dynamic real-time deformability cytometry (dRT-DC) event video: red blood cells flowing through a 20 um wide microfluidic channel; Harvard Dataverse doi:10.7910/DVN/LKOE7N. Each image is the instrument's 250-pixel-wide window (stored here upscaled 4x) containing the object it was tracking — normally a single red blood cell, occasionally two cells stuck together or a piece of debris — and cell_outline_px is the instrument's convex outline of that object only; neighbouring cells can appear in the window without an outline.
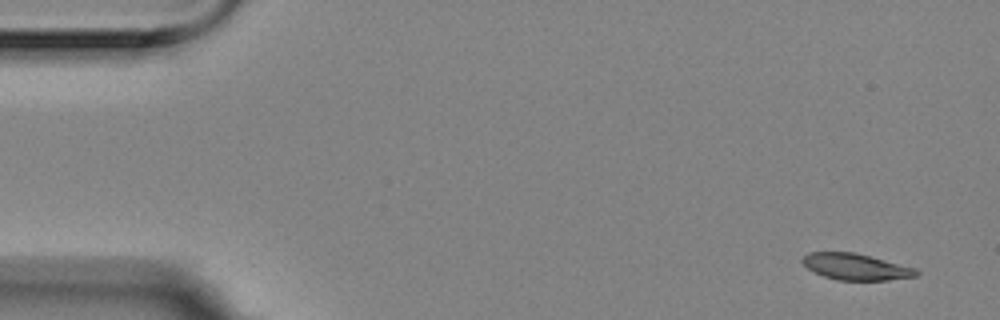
{"species": "Egyptian fruit bat (a non-hibernating species)", "species_latin": "Rousettus aegyptiacus", "temperature_condition": "room temperature", "stored_images_in_passage": 6, "camera_frame_rate_fps": 3000, "um_per_image_px": 0.085, "animal": {"sex": "female"}, "frame": {"image": 1, "passage_image": 1, "time_ms": 0.0, "image_size_px": [1000, 320], "cell_outline_px": [[920, 272], [916, 276], [888, 280], [836, 280], [824, 276], [808, 268], [800, 260], [808, 252], [856, 252], [916, 268]], "centroid_in_image_um": [72.75, 22.67], "position_along_channel_um": 12.2, "area_um2": 17.46}}
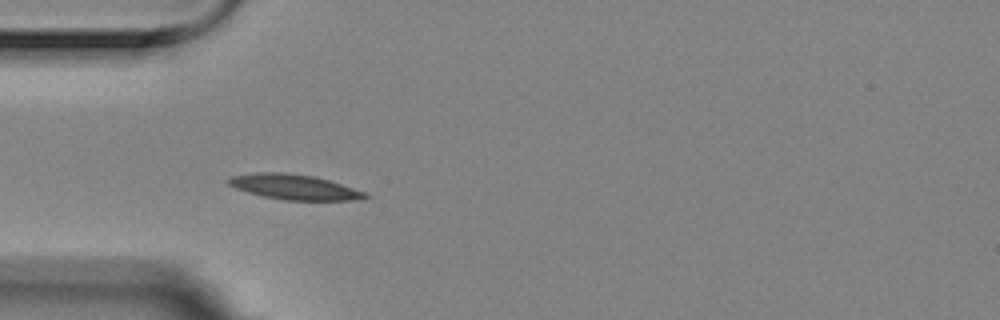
{"frame": {"image": 2, "passage_image": 5, "time_ms": 1.333, "image_size_px": [1000, 320], "cell_outline_px": [[372, 196], [364, 200], [284, 200], [264, 196], [248, 192], [236, 188], [228, 184], [224, 180], [232, 176], [256, 172], [284, 172], [316, 176], [368, 192]], "centroid_in_image_um": [25.08, 15.89], "position_along_channel_um": 59.9, "area_um2": 20.35}}
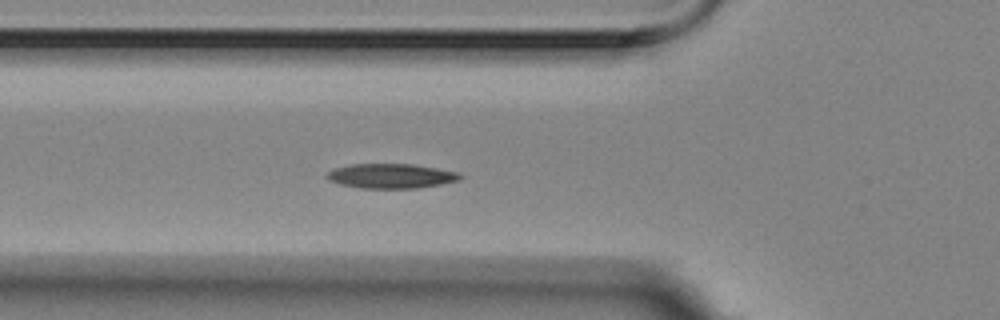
{"frame": {"image": 3, "passage_image": 6, "time_ms": 1.667, "image_size_px": [1000, 320], "cell_outline_px": [[464, 176], [460, 180], [440, 184], [416, 188], [360, 188], [340, 184], [328, 180], [324, 176], [328, 172], [336, 168], [352, 164], [412, 164], [460, 172]], "centroid_in_image_um": [33.25, 14.96], "position_along_channel_um": 92.5, "area_um2": 19.13}}